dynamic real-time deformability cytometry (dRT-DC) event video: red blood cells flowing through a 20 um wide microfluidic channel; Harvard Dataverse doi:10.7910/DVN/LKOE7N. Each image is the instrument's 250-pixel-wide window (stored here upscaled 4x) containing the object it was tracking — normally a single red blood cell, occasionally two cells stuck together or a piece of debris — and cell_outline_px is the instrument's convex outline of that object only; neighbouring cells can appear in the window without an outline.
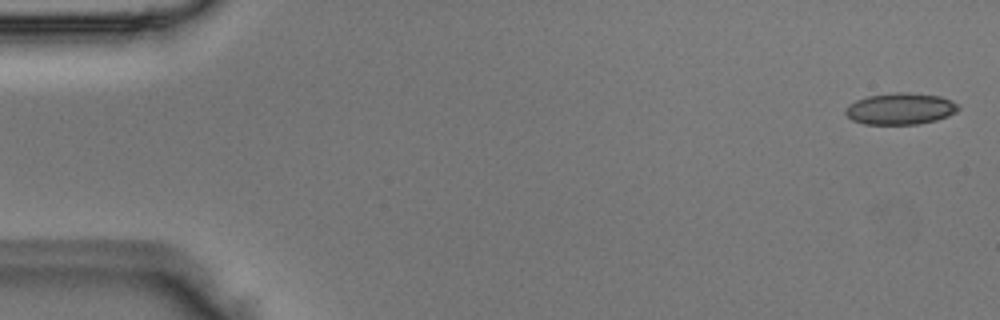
{"species": "Egyptian fruit bat (a non-hibernating species)", "species_latin": "Rousettus aegyptiacus", "temperature_condition": "room temperature", "stored_images_in_passage": 5, "camera_frame_rate_fps": 3000, "um_per_image_px": 0.085, "animal": {"sex": "male"}, "frame": {"image": 1, "passage_image": 1, "time_ms": 0.0, "image_size_px": [1000, 320], "cell_outline_px": [[960, 108], [956, 112], [948, 116], [936, 120], [920, 124], [864, 124], [852, 120], [844, 112], [844, 108], [848, 104], [856, 100], [868, 96], [896, 92], [908, 92], [940, 96], [952, 100]], "centroid_in_image_um": [76.52, 9.24], "position_along_channel_um": 8.5, "area_um2": 20.87}}
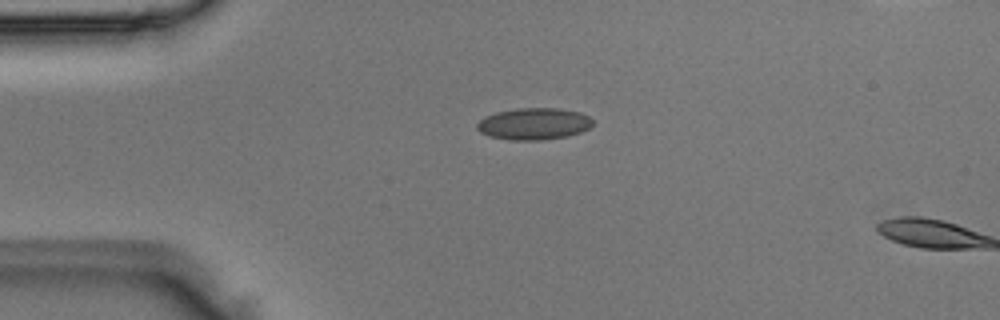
{"frame": {"image": 2, "passage_image": 4, "time_ms": 1.0, "image_size_px": [1000, 320], "cell_outline_px": [[592, 124], [588, 128], [580, 132], [568, 136], [540, 140], [512, 140], [488, 136], [480, 132], [476, 128], [476, 124], [484, 116], [496, 112], [516, 108], [556, 108], [580, 112], [588, 116], [592, 120]], "centroid_in_image_um": [45.34, 10.52], "position_along_channel_um": 39.7, "area_um2": 21.44}}